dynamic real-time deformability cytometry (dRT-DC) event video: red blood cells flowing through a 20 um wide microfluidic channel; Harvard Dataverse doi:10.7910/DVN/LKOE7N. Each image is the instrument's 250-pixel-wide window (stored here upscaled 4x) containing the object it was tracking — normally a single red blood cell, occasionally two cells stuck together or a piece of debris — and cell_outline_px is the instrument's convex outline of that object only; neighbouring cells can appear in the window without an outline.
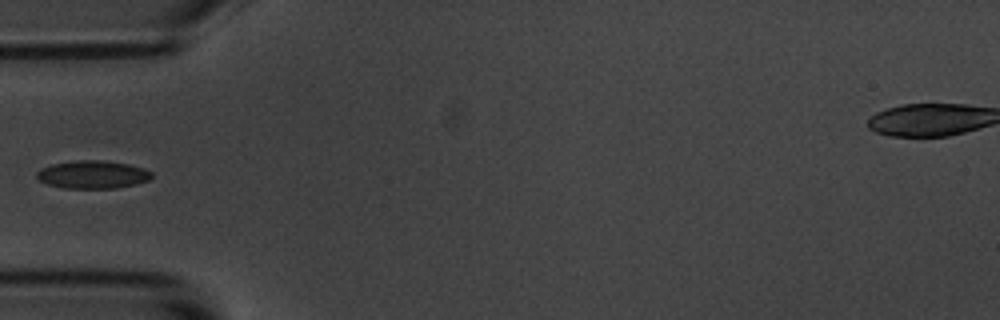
{"species": "common noctule bat (a hibernating species)", "species_latin": "Nyctalus noctula", "temperature_condition": "room temperature", "stored_images_in_passage": 9, "camera_frame_rate_fps": 3000, "um_per_image_px": 0.085, "animal": {"sex": "male", "body_mass_g": 20.1, "forearm_length_mm": 53.5}, "frame": {"image": 1, "passage_image": 4, "time_ms": 3.667, "image_size_px": [1000, 320], "cell_outline_px": [[152, 176], [148, 180], [136, 184], [116, 188], [64, 188], [48, 184], [40, 180], [36, 176], [36, 172], [40, 168], [52, 164], [76, 160], [104, 160], [128, 164], [144, 168], [152, 172]], "centroid_in_image_um": [7.87, 14.83], "position_along_channel_um": 77.1, "area_um2": 18.73}}
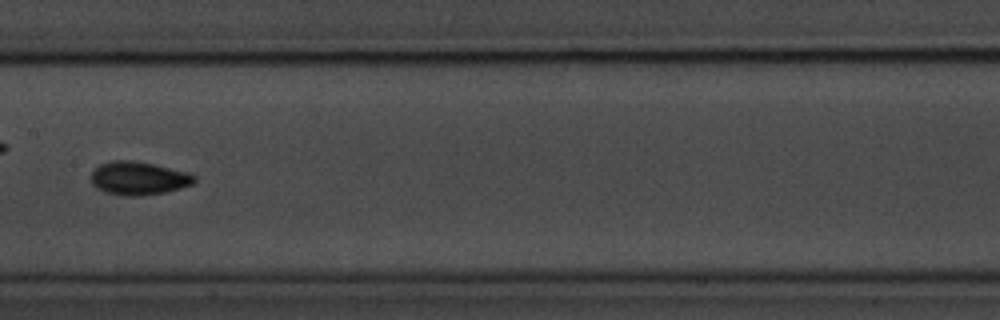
{"frame": {"image": 2, "passage_image": 7, "time_ms": 7.0, "image_size_px": [1000, 320], "cell_outline_px": [[196, 180], [192, 184], [180, 188], [164, 192], [136, 196], [124, 196], [104, 192], [96, 188], [92, 184], [92, 172], [100, 164], [112, 160], [132, 160], [156, 164], [188, 172], [196, 176]], "centroid_in_image_um": [11.78, 15.14], "position_along_channel_um": 195.6, "area_um2": 20.11}}
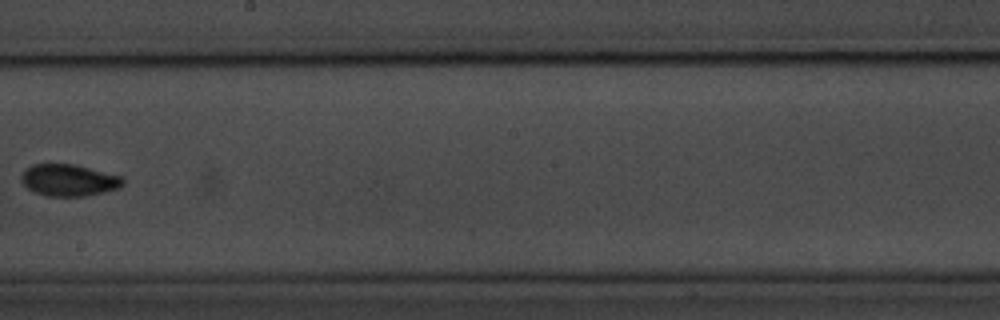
{"frame": {"image": 3, "passage_image": 8, "time_ms": 8.333, "image_size_px": [1000, 320], "cell_outline_px": [[124, 184], [120, 188], [88, 196], [48, 196], [36, 192], [28, 188], [24, 184], [20, 176], [32, 164], [72, 164], [124, 176]], "centroid_in_image_um": [5.91, 15.32], "position_along_channel_um": 242.3, "area_um2": 18.79}}